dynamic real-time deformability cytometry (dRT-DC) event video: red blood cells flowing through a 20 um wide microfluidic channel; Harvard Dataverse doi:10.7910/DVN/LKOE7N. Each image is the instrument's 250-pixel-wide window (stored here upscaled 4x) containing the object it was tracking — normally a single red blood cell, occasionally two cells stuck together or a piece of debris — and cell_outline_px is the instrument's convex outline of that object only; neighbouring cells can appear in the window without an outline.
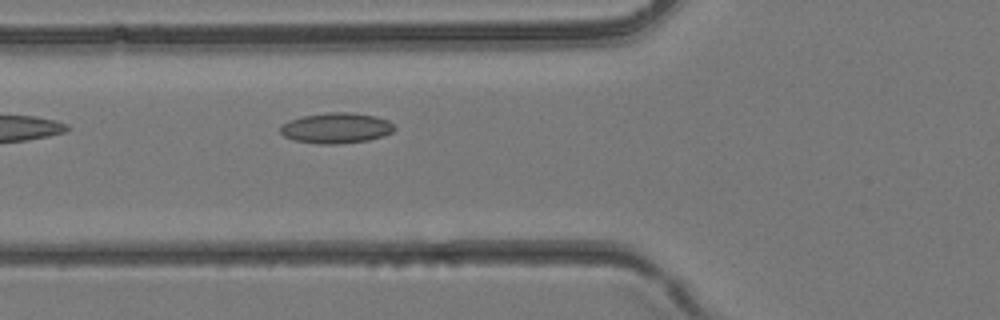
{"species": "common noctule bat (a hibernating species)", "species_latin": "Nyctalus noctula", "temperature_condition": "room temperature", "stored_images_in_passage": 2, "camera_frame_rate_fps": 3000, "um_per_image_px": 0.085, "animal": {"sex": "female", "body_mass_g": 24.6, "forearm_length_mm": 56.2}, "frame": {"image": 1, "passage_image": 2, "time_ms": 0.333, "image_size_px": [1000, 320], "cell_outline_px": [[396, 128], [392, 132], [384, 136], [368, 140], [336, 144], [320, 144], [296, 140], [284, 136], [280, 132], [280, 124], [288, 120], [304, 116], [328, 112], [348, 112], [376, 116], [388, 120]], "centroid_in_image_um": [28.58, 10.88], "position_along_channel_um": 97.2, "area_um2": 20.29}}